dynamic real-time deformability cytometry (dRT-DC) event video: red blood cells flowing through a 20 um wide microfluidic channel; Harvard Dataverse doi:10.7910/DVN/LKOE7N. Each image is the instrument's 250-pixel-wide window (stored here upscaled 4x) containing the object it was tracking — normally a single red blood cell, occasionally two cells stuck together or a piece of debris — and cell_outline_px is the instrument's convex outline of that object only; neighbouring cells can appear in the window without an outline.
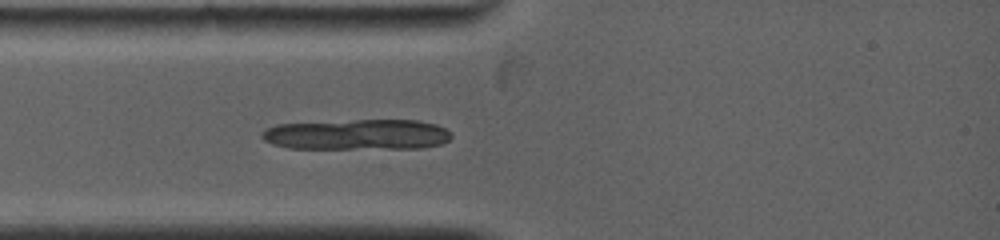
{"species": "common noctule bat (a hibernating species)", "species_latin": "Nyctalus noctula", "temperature_condition": "warm", "stored_images_in_passage": 1, "camera_frame_rate_fps": 5000, "um_per_image_px": 0.085, "animal": {"sex": "female", "body_mass_g": 19.0, "forearm_length_mm": 53.3}, "frame": {"image": 1, "passage_image": 1, "time_ms": 0.0, "image_size_px": [1000, 240], "cell_outline_px": [[168, 32], [164, 36], [84, 36], [76, 28], [76, 24], [80, 20], [168, 20]], "centroid_in_image_um": [10.45, 2.37], "position_along_channel_um": 74.5, "area_um2": 10.29}}